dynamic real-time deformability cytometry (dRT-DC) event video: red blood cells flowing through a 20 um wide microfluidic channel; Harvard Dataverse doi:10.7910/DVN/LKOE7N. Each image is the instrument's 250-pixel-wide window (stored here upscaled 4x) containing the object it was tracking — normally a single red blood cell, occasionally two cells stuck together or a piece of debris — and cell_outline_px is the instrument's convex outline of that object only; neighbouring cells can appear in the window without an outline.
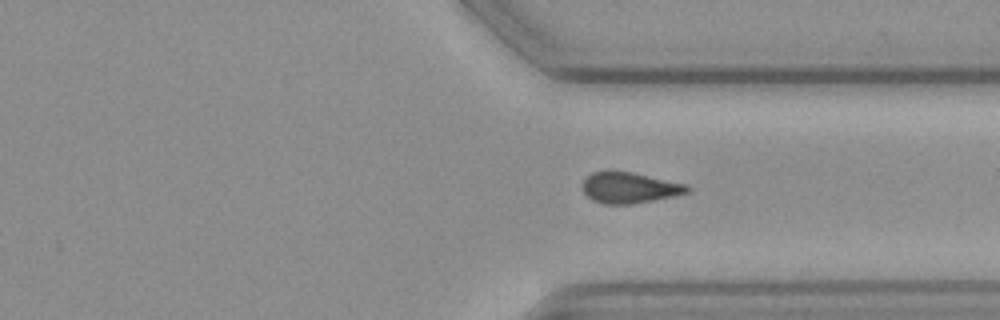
{"species": "common noctule bat (a hibernating species)", "species_latin": "Nyctalus noctula", "temperature_condition": "cold", "stored_images_in_passage": 30, "camera_frame_rate_fps": 3000, "um_per_image_px": 0.085, "animal": {"sex": "female", "body_mass_g": 19.3, "forearm_length_mm": 54.1}, "frame": {"image": 1, "passage_image": 26, "time_ms": 8.333, "image_size_px": [1000, 320], "cell_outline_px": [[692, 188], [688, 192], [672, 196], [652, 200], [628, 204], [604, 204], [592, 200], [584, 192], [584, 180], [592, 172], [604, 168], [608, 168], [632, 172], [684, 184]], "centroid_in_image_um": [53.44, 15.92], "position_along_channel_um": 358.0, "area_um2": 18.9}}